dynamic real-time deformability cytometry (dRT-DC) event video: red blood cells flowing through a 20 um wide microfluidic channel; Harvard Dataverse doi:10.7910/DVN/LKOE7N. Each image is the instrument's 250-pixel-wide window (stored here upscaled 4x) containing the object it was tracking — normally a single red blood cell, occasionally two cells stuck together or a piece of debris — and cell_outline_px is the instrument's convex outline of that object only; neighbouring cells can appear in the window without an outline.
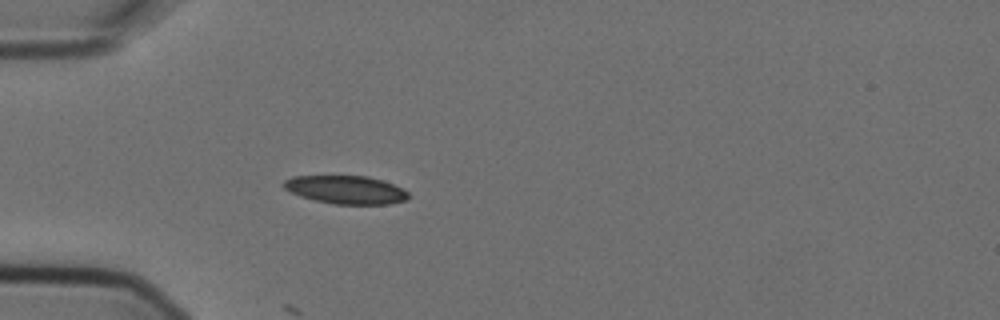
{"species": "Egyptian fruit bat (a non-hibernating species)", "species_latin": "Rousettus aegyptiacus", "temperature_condition": "cold", "stored_images_in_passage": 3, "camera_frame_rate_fps": 3000, "um_per_image_px": 0.085, "animal": {"sex": "female"}, "frame": {"image": 1, "passage_image": 3, "time_ms": 0.667, "image_size_px": [1000, 320], "cell_outline_px": [[408, 200], [388, 204], [332, 204], [300, 196], [284, 188], [280, 184], [284, 180], [292, 176], [368, 176], [384, 180], [408, 192]], "centroid_in_image_um": [29.38, 16.12], "position_along_channel_um": 55.6, "area_um2": 20.52}}